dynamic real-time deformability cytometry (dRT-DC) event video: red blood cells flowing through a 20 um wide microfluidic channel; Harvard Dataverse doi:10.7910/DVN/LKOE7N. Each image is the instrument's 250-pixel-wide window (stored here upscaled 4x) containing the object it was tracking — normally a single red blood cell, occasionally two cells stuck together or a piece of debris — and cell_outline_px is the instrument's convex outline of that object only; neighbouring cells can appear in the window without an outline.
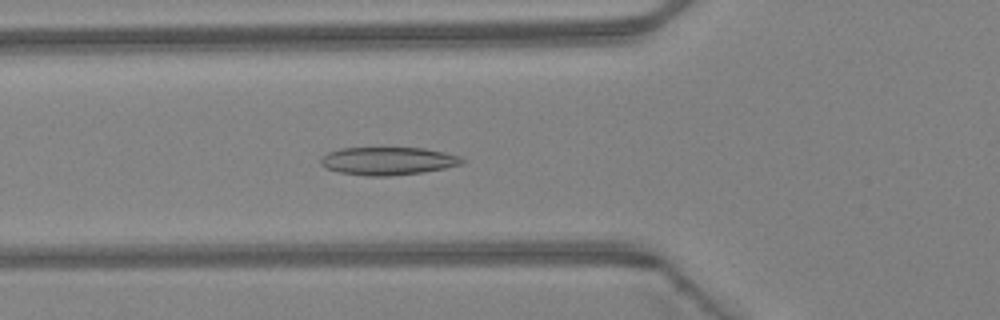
{"species": "Egyptian fruit bat (a non-hibernating species)", "species_latin": "Rousettus aegyptiacus", "temperature_condition": "warm", "stored_images_in_passage": 36, "camera_frame_rate_fps": 3000, "um_per_image_px": 0.085, "animal": {"sex": "female"}, "frame": {"image": 1, "passage_image": 6, "time_ms": 1.667, "image_size_px": [1000, 320], "cell_outline_px": [[464, 164], [444, 168], [420, 172], [388, 176], [368, 176], [340, 172], [324, 168], [320, 164], [320, 156], [328, 152], [340, 148], [424, 148], [444, 152], [460, 156], [464, 160]], "centroid_in_image_um": [32.94, 13.68], "position_along_channel_um": 92.9, "area_um2": 23.0}}
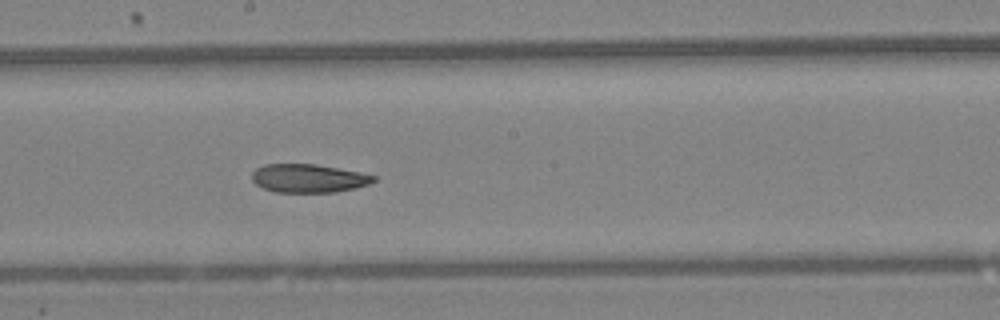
{"frame": {"image": 2, "passage_image": 15, "time_ms": 4.667, "image_size_px": [1000, 320], "cell_outline_px": [[376, 180], [368, 184], [336, 192], [276, 192], [264, 188], [256, 184], [252, 180], [252, 172], [256, 168], [264, 164], [316, 164], [360, 172], [376, 176]], "centroid_in_image_um": [26.2, 15.15], "position_along_channel_um": 222.0, "area_um2": 20.06}}
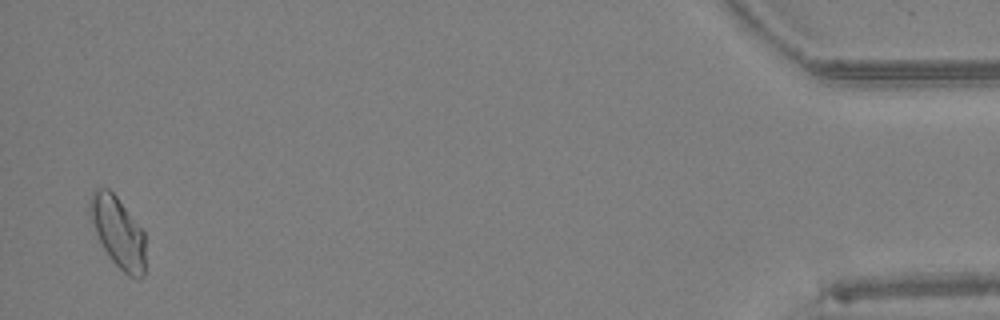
{"frame": {"image": 3, "passage_image": 35, "time_ms": 11.333, "image_size_px": [1000, 320], "cell_outline_px": [[144, 276], [140, 280], [136, 280], [128, 276], [112, 260], [104, 248], [96, 232], [88, 212], [88, 204], [92, 192], [96, 188], [108, 188], [116, 196], [144, 232]], "centroid_in_image_um": [10.02, 19.74], "position_along_channel_um": 425.2, "area_um2": 22.66}}